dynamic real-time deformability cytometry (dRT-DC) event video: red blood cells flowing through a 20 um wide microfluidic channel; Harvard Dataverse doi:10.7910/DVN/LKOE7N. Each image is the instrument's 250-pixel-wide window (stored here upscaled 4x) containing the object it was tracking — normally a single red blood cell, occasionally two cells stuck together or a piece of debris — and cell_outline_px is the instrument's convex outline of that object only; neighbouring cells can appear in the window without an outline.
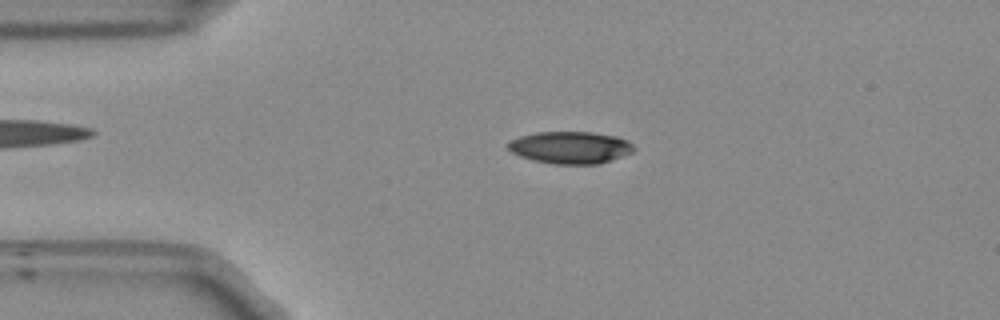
{"species": "Egyptian fruit bat (a non-hibernating species)", "species_latin": "Rousettus aegyptiacus", "temperature_condition": "room temperature", "stored_images_in_passage": 50, "camera_frame_rate_fps": 3000, "um_per_image_px": 0.085, "frame": {"image": 1, "passage_image": 8, "time_ms": 2.333, "image_size_px": [1000, 320], "cell_outline_px": [[636, 148], [632, 152], [600, 164], [552, 164], [532, 160], [520, 156], [512, 152], [504, 144], [520, 136], [536, 132], [592, 132], [616, 136], [628, 140]], "centroid_in_image_um": [48.47, 12.54], "position_along_channel_um": 36.5, "area_um2": 23.7}}
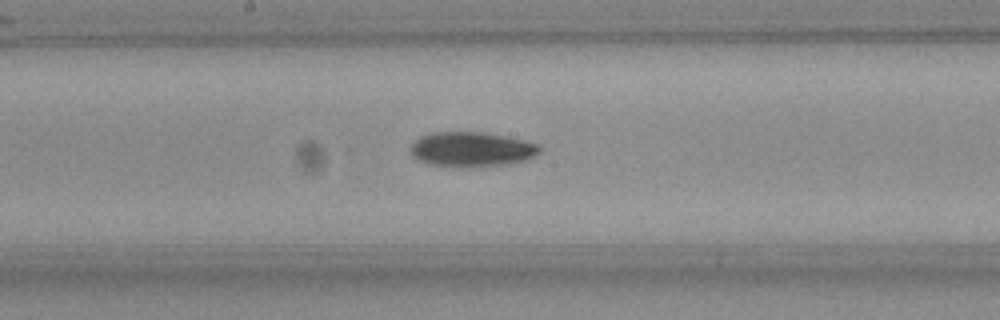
{"frame": {"image": 2, "passage_image": 24, "time_ms": 7.667, "image_size_px": [1000, 320], "cell_outline_px": [[540, 152], [524, 160], [508, 164], [428, 164], [412, 156], [412, 144], [420, 136], [432, 132], [480, 132], [524, 140], [540, 144]], "centroid_in_image_um": [40.1, 12.64], "position_along_channel_um": 208.1, "area_um2": 24.91}}
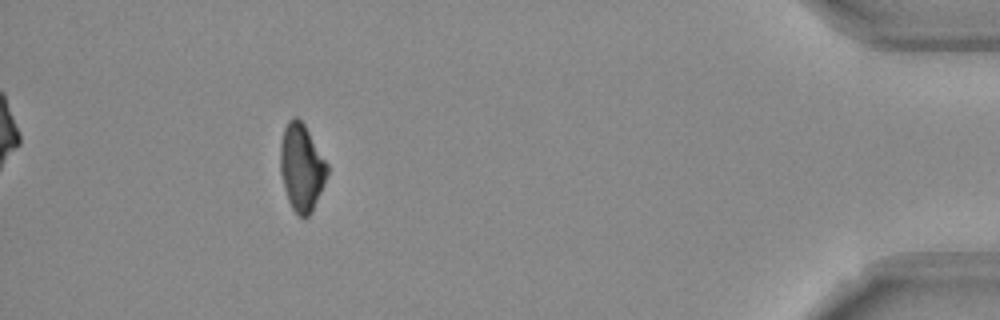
{"frame": {"image": 3, "passage_image": 45, "time_ms": 14.667, "image_size_px": [1000, 320], "cell_outline_px": [[328, 172], [324, 184], [312, 212], [308, 216], [300, 216], [292, 208], [288, 200], [284, 188], [280, 172], [280, 144], [284, 128], [288, 120], [292, 116], [296, 116], [304, 124], [328, 164]], "centroid_in_image_um": [25.62, 14.21], "position_along_channel_um": 409.6, "area_um2": 23.76}, "authors_computed_cell_mechanics": {"area_um2": 24.276, "velocity_mm_per_s": 3.7635, "shape_relaxation_time_tau1_ms": 8.7756, "shape_relaxation_time_tau2_ms": null, "deformation_change_tau1": 0.1875, "deformation_change_tau2": null}}